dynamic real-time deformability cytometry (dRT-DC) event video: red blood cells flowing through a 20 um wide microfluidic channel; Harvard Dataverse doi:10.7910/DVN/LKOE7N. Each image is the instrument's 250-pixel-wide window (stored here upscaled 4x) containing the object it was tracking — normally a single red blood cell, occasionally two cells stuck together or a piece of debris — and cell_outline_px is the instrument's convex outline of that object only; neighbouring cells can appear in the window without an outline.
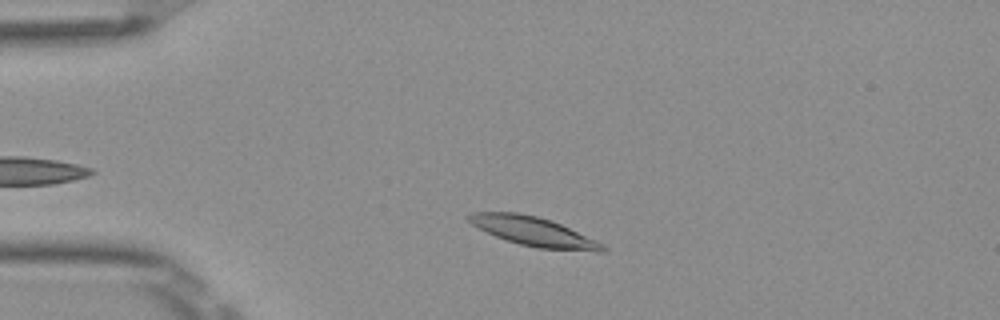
{"species": "Egyptian fruit bat (a non-hibernating species)", "species_latin": "Rousettus aegyptiacus", "temperature_condition": "room temperature", "stored_images_in_passage": 41, "camera_frame_rate_fps": 3000, "um_per_image_px": 0.085, "frame": {"image": 1, "passage_image": 6, "time_ms": 1.667, "image_size_px": [1000, 320], "cell_outline_px": [[608, 248], [604, 252], [596, 252], [536, 248], [520, 244], [496, 236], [472, 224], [464, 216], [472, 212], [516, 212], [536, 216], [552, 220], [596, 240], [604, 244]], "centroid_in_image_um": [45.4, 19.68], "position_along_channel_um": 39.6, "area_um2": 22.72}}
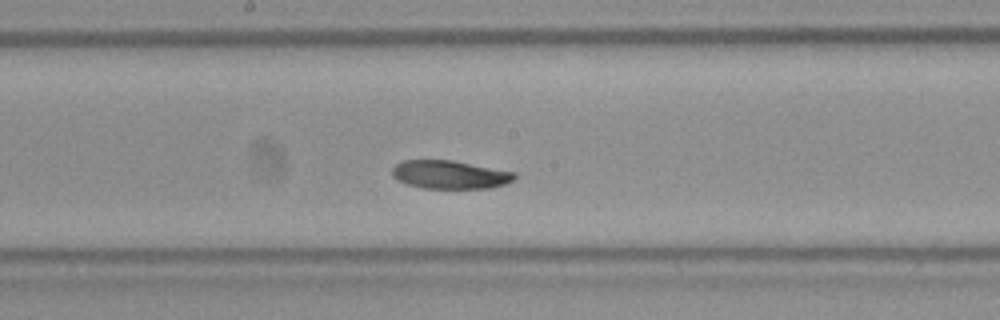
{"frame": {"image": 2, "passage_image": 22, "time_ms": 7.0, "image_size_px": [1000, 320], "cell_outline_px": [[516, 176], [512, 180], [504, 184], [492, 188], [424, 188], [408, 184], [396, 180], [392, 176], [392, 168], [396, 164], [404, 160], [452, 160], [516, 172]], "centroid_in_image_um": [38.23, 14.84], "position_along_channel_um": 210.0, "area_um2": 20.17}}
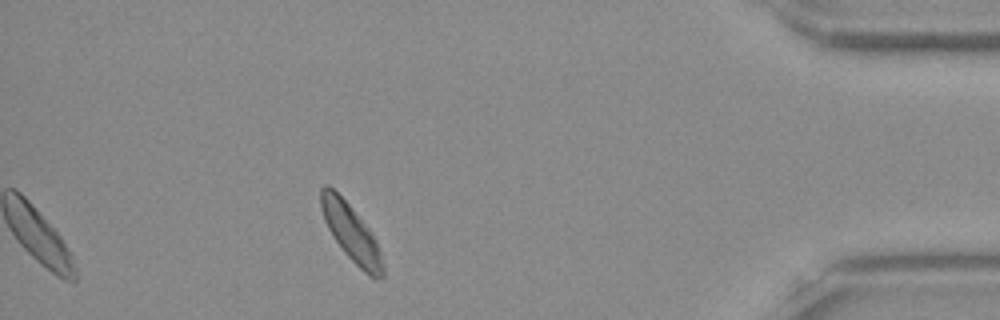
{"frame": {"image": 3, "passage_image": 41, "time_ms": 13.333, "image_size_px": [1000, 320], "cell_outline_px": [[384, 276], [380, 280], [376, 280], [368, 276], [344, 252], [332, 236], [324, 220], [320, 204], [320, 188], [324, 184], [328, 184], [348, 204], [368, 228], [376, 240], [384, 264]], "centroid_in_image_um": [29.86, 19.83], "position_along_channel_um": 405.3, "area_um2": 20.4}, "authors_computed_cell_mechanics": {"area_um2": 21.675, "velocity_mm_per_s": 3.8246, "shape_relaxation_time_tau1_ms": 3.4549, "shape_relaxation_time_tau2_ms": null, "deformation_change_tau1": 0.1023, "deformation_change_tau2": null}}